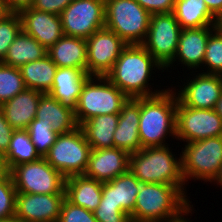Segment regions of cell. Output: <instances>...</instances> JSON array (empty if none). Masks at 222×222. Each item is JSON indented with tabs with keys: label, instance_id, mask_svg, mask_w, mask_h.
Here are the masks:
<instances>
[{
	"label": "cell",
	"instance_id": "6da1fadb",
	"mask_svg": "<svg viewBox=\"0 0 222 222\" xmlns=\"http://www.w3.org/2000/svg\"><path fill=\"white\" fill-rule=\"evenodd\" d=\"M155 68L163 70L142 44H132L124 48L105 77L128 98L149 97L164 91L154 92L148 86Z\"/></svg>",
	"mask_w": 222,
	"mask_h": 222
},
{
	"label": "cell",
	"instance_id": "7a4b0ae2",
	"mask_svg": "<svg viewBox=\"0 0 222 222\" xmlns=\"http://www.w3.org/2000/svg\"><path fill=\"white\" fill-rule=\"evenodd\" d=\"M187 195L174 185L141 183L131 222H175L192 212Z\"/></svg>",
	"mask_w": 222,
	"mask_h": 222
},
{
	"label": "cell",
	"instance_id": "3957f363",
	"mask_svg": "<svg viewBox=\"0 0 222 222\" xmlns=\"http://www.w3.org/2000/svg\"><path fill=\"white\" fill-rule=\"evenodd\" d=\"M174 91L167 88L157 95L140 97L138 131L142 148L167 146L166 136L176 137L178 98Z\"/></svg>",
	"mask_w": 222,
	"mask_h": 222
},
{
	"label": "cell",
	"instance_id": "277c9868",
	"mask_svg": "<svg viewBox=\"0 0 222 222\" xmlns=\"http://www.w3.org/2000/svg\"><path fill=\"white\" fill-rule=\"evenodd\" d=\"M167 146L142 148L130 154L129 171L141 183L174 185L185 195V181L182 175L181 153L176 158ZM184 185V186H183Z\"/></svg>",
	"mask_w": 222,
	"mask_h": 222
},
{
	"label": "cell",
	"instance_id": "5b68a950",
	"mask_svg": "<svg viewBox=\"0 0 222 222\" xmlns=\"http://www.w3.org/2000/svg\"><path fill=\"white\" fill-rule=\"evenodd\" d=\"M128 99L105 76H90L84 83L77 102L75 111L77 124L80 126L97 115L120 113Z\"/></svg>",
	"mask_w": 222,
	"mask_h": 222
},
{
	"label": "cell",
	"instance_id": "8992f818",
	"mask_svg": "<svg viewBox=\"0 0 222 222\" xmlns=\"http://www.w3.org/2000/svg\"><path fill=\"white\" fill-rule=\"evenodd\" d=\"M151 14L136 0H105V27L127 45L143 44Z\"/></svg>",
	"mask_w": 222,
	"mask_h": 222
},
{
	"label": "cell",
	"instance_id": "52a82bcc",
	"mask_svg": "<svg viewBox=\"0 0 222 222\" xmlns=\"http://www.w3.org/2000/svg\"><path fill=\"white\" fill-rule=\"evenodd\" d=\"M186 144L181 152L182 175L185 183L188 179L212 182L222 166V136Z\"/></svg>",
	"mask_w": 222,
	"mask_h": 222
},
{
	"label": "cell",
	"instance_id": "ba28073f",
	"mask_svg": "<svg viewBox=\"0 0 222 222\" xmlns=\"http://www.w3.org/2000/svg\"><path fill=\"white\" fill-rule=\"evenodd\" d=\"M91 150L82 129L77 127L69 133L58 134L55 143L44 158L67 178L73 175H84Z\"/></svg>",
	"mask_w": 222,
	"mask_h": 222
},
{
	"label": "cell",
	"instance_id": "9c48e42d",
	"mask_svg": "<svg viewBox=\"0 0 222 222\" xmlns=\"http://www.w3.org/2000/svg\"><path fill=\"white\" fill-rule=\"evenodd\" d=\"M10 174L19 193L65 194L66 178L44 157L18 164L10 170Z\"/></svg>",
	"mask_w": 222,
	"mask_h": 222
},
{
	"label": "cell",
	"instance_id": "30bf717a",
	"mask_svg": "<svg viewBox=\"0 0 222 222\" xmlns=\"http://www.w3.org/2000/svg\"><path fill=\"white\" fill-rule=\"evenodd\" d=\"M182 28L173 12L152 14L143 46L164 70L174 60Z\"/></svg>",
	"mask_w": 222,
	"mask_h": 222
},
{
	"label": "cell",
	"instance_id": "8fae6325",
	"mask_svg": "<svg viewBox=\"0 0 222 222\" xmlns=\"http://www.w3.org/2000/svg\"><path fill=\"white\" fill-rule=\"evenodd\" d=\"M60 18L65 36L87 39L105 27V0H73Z\"/></svg>",
	"mask_w": 222,
	"mask_h": 222
},
{
	"label": "cell",
	"instance_id": "7c38bea8",
	"mask_svg": "<svg viewBox=\"0 0 222 222\" xmlns=\"http://www.w3.org/2000/svg\"><path fill=\"white\" fill-rule=\"evenodd\" d=\"M222 136V118L214 109L183 106L176 108V140L186 143Z\"/></svg>",
	"mask_w": 222,
	"mask_h": 222
},
{
	"label": "cell",
	"instance_id": "4fadbf2b",
	"mask_svg": "<svg viewBox=\"0 0 222 222\" xmlns=\"http://www.w3.org/2000/svg\"><path fill=\"white\" fill-rule=\"evenodd\" d=\"M87 73L105 76L115 64L127 44L106 27L95 31L86 39Z\"/></svg>",
	"mask_w": 222,
	"mask_h": 222
},
{
	"label": "cell",
	"instance_id": "5bb4252c",
	"mask_svg": "<svg viewBox=\"0 0 222 222\" xmlns=\"http://www.w3.org/2000/svg\"><path fill=\"white\" fill-rule=\"evenodd\" d=\"M65 194L16 193L15 216L23 222H58Z\"/></svg>",
	"mask_w": 222,
	"mask_h": 222
},
{
	"label": "cell",
	"instance_id": "9a60e30c",
	"mask_svg": "<svg viewBox=\"0 0 222 222\" xmlns=\"http://www.w3.org/2000/svg\"><path fill=\"white\" fill-rule=\"evenodd\" d=\"M186 85L175 92L178 101L186 107L214 109L222 94V75L197 73Z\"/></svg>",
	"mask_w": 222,
	"mask_h": 222
},
{
	"label": "cell",
	"instance_id": "2e32d148",
	"mask_svg": "<svg viewBox=\"0 0 222 222\" xmlns=\"http://www.w3.org/2000/svg\"><path fill=\"white\" fill-rule=\"evenodd\" d=\"M22 31L47 50L64 36L60 15L28 8L19 13Z\"/></svg>",
	"mask_w": 222,
	"mask_h": 222
},
{
	"label": "cell",
	"instance_id": "e0dca14e",
	"mask_svg": "<svg viewBox=\"0 0 222 222\" xmlns=\"http://www.w3.org/2000/svg\"><path fill=\"white\" fill-rule=\"evenodd\" d=\"M130 154L116 147L92 149L84 176L108 182L129 170Z\"/></svg>",
	"mask_w": 222,
	"mask_h": 222
},
{
	"label": "cell",
	"instance_id": "ac0fdd59",
	"mask_svg": "<svg viewBox=\"0 0 222 222\" xmlns=\"http://www.w3.org/2000/svg\"><path fill=\"white\" fill-rule=\"evenodd\" d=\"M217 26L182 29L179 36L178 49L174 60L166 67H172L177 61L190 69H197L203 65L206 45L211 32Z\"/></svg>",
	"mask_w": 222,
	"mask_h": 222
},
{
	"label": "cell",
	"instance_id": "d6986e66",
	"mask_svg": "<svg viewBox=\"0 0 222 222\" xmlns=\"http://www.w3.org/2000/svg\"><path fill=\"white\" fill-rule=\"evenodd\" d=\"M140 97L129 98L119 113L118 126L114 132V147L129 154L142 149L139 137Z\"/></svg>",
	"mask_w": 222,
	"mask_h": 222
},
{
	"label": "cell",
	"instance_id": "ffe728a7",
	"mask_svg": "<svg viewBox=\"0 0 222 222\" xmlns=\"http://www.w3.org/2000/svg\"><path fill=\"white\" fill-rule=\"evenodd\" d=\"M90 75L83 69L57 67L53 85L48 93L64 107L76 111L82 87Z\"/></svg>",
	"mask_w": 222,
	"mask_h": 222
},
{
	"label": "cell",
	"instance_id": "44dd1931",
	"mask_svg": "<svg viewBox=\"0 0 222 222\" xmlns=\"http://www.w3.org/2000/svg\"><path fill=\"white\" fill-rule=\"evenodd\" d=\"M43 94L26 88L1 105L6 121L14 130H27L36 118L38 103Z\"/></svg>",
	"mask_w": 222,
	"mask_h": 222
},
{
	"label": "cell",
	"instance_id": "7402d4cb",
	"mask_svg": "<svg viewBox=\"0 0 222 222\" xmlns=\"http://www.w3.org/2000/svg\"><path fill=\"white\" fill-rule=\"evenodd\" d=\"M141 182L129 170L115 179L103 182L100 203L119 205L129 216L134 212Z\"/></svg>",
	"mask_w": 222,
	"mask_h": 222
},
{
	"label": "cell",
	"instance_id": "603a6c76",
	"mask_svg": "<svg viewBox=\"0 0 222 222\" xmlns=\"http://www.w3.org/2000/svg\"><path fill=\"white\" fill-rule=\"evenodd\" d=\"M103 182L84 175H73L66 178L65 196L73 205L94 212L102 197Z\"/></svg>",
	"mask_w": 222,
	"mask_h": 222
},
{
	"label": "cell",
	"instance_id": "cb8c5ba5",
	"mask_svg": "<svg viewBox=\"0 0 222 222\" xmlns=\"http://www.w3.org/2000/svg\"><path fill=\"white\" fill-rule=\"evenodd\" d=\"M47 55L57 67L78 68L87 72L86 39L64 35L47 50Z\"/></svg>",
	"mask_w": 222,
	"mask_h": 222
},
{
	"label": "cell",
	"instance_id": "d4e9b609",
	"mask_svg": "<svg viewBox=\"0 0 222 222\" xmlns=\"http://www.w3.org/2000/svg\"><path fill=\"white\" fill-rule=\"evenodd\" d=\"M36 119H42L46 124H50L57 134H66L79 127L75 112L64 107L48 93L43 94L39 100Z\"/></svg>",
	"mask_w": 222,
	"mask_h": 222
},
{
	"label": "cell",
	"instance_id": "484cf974",
	"mask_svg": "<svg viewBox=\"0 0 222 222\" xmlns=\"http://www.w3.org/2000/svg\"><path fill=\"white\" fill-rule=\"evenodd\" d=\"M118 121L119 113L97 115L86 120L79 127L91 149L113 148V134L118 126Z\"/></svg>",
	"mask_w": 222,
	"mask_h": 222
},
{
	"label": "cell",
	"instance_id": "4316f807",
	"mask_svg": "<svg viewBox=\"0 0 222 222\" xmlns=\"http://www.w3.org/2000/svg\"><path fill=\"white\" fill-rule=\"evenodd\" d=\"M173 14L182 29L217 26L218 23L204 0H175Z\"/></svg>",
	"mask_w": 222,
	"mask_h": 222
},
{
	"label": "cell",
	"instance_id": "83f0119b",
	"mask_svg": "<svg viewBox=\"0 0 222 222\" xmlns=\"http://www.w3.org/2000/svg\"><path fill=\"white\" fill-rule=\"evenodd\" d=\"M45 55H47V49L34 37L21 30L9 46L8 52L1 62L20 68L28 62L43 58Z\"/></svg>",
	"mask_w": 222,
	"mask_h": 222
},
{
	"label": "cell",
	"instance_id": "f1b7e54d",
	"mask_svg": "<svg viewBox=\"0 0 222 222\" xmlns=\"http://www.w3.org/2000/svg\"><path fill=\"white\" fill-rule=\"evenodd\" d=\"M26 88L49 93L52 85L57 65L45 55L39 60L28 62L20 68Z\"/></svg>",
	"mask_w": 222,
	"mask_h": 222
},
{
	"label": "cell",
	"instance_id": "f546056e",
	"mask_svg": "<svg viewBox=\"0 0 222 222\" xmlns=\"http://www.w3.org/2000/svg\"><path fill=\"white\" fill-rule=\"evenodd\" d=\"M5 158L8 168L11 170L18 164L37 161L41 156L27 130H14Z\"/></svg>",
	"mask_w": 222,
	"mask_h": 222
},
{
	"label": "cell",
	"instance_id": "4dcf8cb0",
	"mask_svg": "<svg viewBox=\"0 0 222 222\" xmlns=\"http://www.w3.org/2000/svg\"><path fill=\"white\" fill-rule=\"evenodd\" d=\"M25 89L20 69L0 62V105Z\"/></svg>",
	"mask_w": 222,
	"mask_h": 222
},
{
	"label": "cell",
	"instance_id": "1f68e13d",
	"mask_svg": "<svg viewBox=\"0 0 222 222\" xmlns=\"http://www.w3.org/2000/svg\"><path fill=\"white\" fill-rule=\"evenodd\" d=\"M32 143L41 157H44L55 143L57 133L52 130L50 124H46L42 119H34L28 126Z\"/></svg>",
	"mask_w": 222,
	"mask_h": 222
},
{
	"label": "cell",
	"instance_id": "d6a6232c",
	"mask_svg": "<svg viewBox=\"0 0 222 222\" xmlns=\"http://www.w3.org/2000/svg\"><path fill=\"white\" fill-rule=\"evenodd\" d=\"M203 66L208 69L207 72L204 71L203 73L222 75V30L218 26L209 36Z\"/></svg>",
	"mask_w": 222,
	"mask_h": 222
},
{
	"label": "cell",
	"instance_id": "836d02e7",
	"mask_svg": "<svg viewBox=\"0 0 222 222\" xmlns=\"http://www.w3.org/2000/svg\"><path fill=\"white\" fill-rule=\"evenodd\" d=\"M21 30V19L18 13H6L0 19V62Z\"/></svg>",
	"mask_w": 222,
	"mask_h": 222
},
{
	"label": "cell",
	"instance_id": "e575fe53",
	"mask_svg": "<svg viewBox=\"0 0 222 222\" xmlns=\"http://www.w3.org/2000/svg\"><path fill=\"white\" fill-rule=\"evenodd\" d=\"M16 193L10 173L0 179V220L15 216Z\"/></svg>",
	"mask_w": 222,
	"mask_h": 222
},
{
	"label": "cell",
	"instance_id": "d590c367",
	"mask_svg": "<svg viewBox=\"0 0 222 222\" xmlns=\"http://www.w3.org/2000/svg\"><path fill=\"white\" fill-rule=\"evenodd\" d=\"M58 222H98L93 212L73 205L66 198L63 201Z\"/></svg>",
	"mask_w": 222,
	"mask_h": 222
},
{
	"label": "cell",
	"instance_id": "8d00e7d4",
	"mask_svg": "<svg viewBox=\"0 0 222 222\" xmlns=\"http://www.w3.org/2000/svg\"><path fill=\"white\" fill-rule=\"evenodd\" d=\"M98 222H131L130 216L119 205L99 203L93 212Z\"/></svg>",
	"mask_w": 222,
	"mask_h": 222
},
{
	"label": "cell",
	"instance_id": "74e56055",
	"mask_svg": "<svg viewBox=\"0 0 222 222\" xmlns=\"http://www.w3.org/2000/svg\"><path fill=\"white\" fill-rule=\"evenodd\" d=\"M146 11L152 14L170 13L175 7V0H136Z\"/></svg>",
	"mask_w": 222,
	"mask_h": 222
},
{
	"label": "cell",
	"instance_id": "f35d334b",
	"mask_svg": "<svg viewBox=\"0 0 222 222\" xmlns=\"http://www.w3.org/2000/svg\"><path fill=\"white\" fill-rule=\"evenodd\" d=\"M73 0H34L31 8L60 15Z\"/></svg>",
	"mask_w": 222,
	"mask_h": 222
},
{
	"label": "cell",
	"instance_id": "ab89813d",
	"mask_svg": "<svg viewBox=\"0 0 222 222\" xmlns=\"http://www.w3.org/2000/svg\"><path fill=\"white\" fill-rule=\"evenodd\" d=\"M14 129L6 121L3 109L0 105V153L5 155L10 145V139Z\"/></svg>",
	"mask_w": 222,
	"mask_h": 222
},
{
	"label": "cell",
	"instance_id": "60d3db41",
	"mask_svg": "<svg viewBox=\"0 0 222 222\" xmlns=\"http://www.w3.org/2000/svg\"><path fill=\"white\" fill-rule=\"evenodd\" d=\"M34 0H4L7 13H20L33 6Z\"/></svg>",
	"mask_w": 222,
	"mask_h": 222
},
{
	"label": "cell",
	"instance_id": "b9f144b4",
	"mask_svg": "<svg viewBox=\"0 0 222 222\" xmlns=\"http://www.w3.org/2000/svg\"><path fill=\"white\" fill-rule=\"evenodd\" d=\"M209 12L218 20L222 16V0H204Z\"/></svg>",
	"mask_w": 222,
	"mask_h": 222
},
{
	"label": "cell",
	"instance_id": "7bdbcfd3",
	"mask_svg": "<svg viewBox=\"0 0 222 222\" xmlns=\"http://www.w3.org/2000/svg\"><path fill=\"white\" fill-rule=\"evenodd\" d=\"M10 173L6 163L5 155L0 153V179L5 178Z\"/></svg>",
	"mask_w": 222,
	"mask_h": 222
},
{
	"label": "cell",
	"instance_id": "ee69618b",
	"mask_svg": "<svg viewBox=\"0 0 222 222\" xmlns=\"http://www.w3.org/2000/svg\"><path fill=\"white\" fill-rule=\"evenodd\" d=\"M214 110L222 118V94L220 96V99L217 101Z\"/></svg>",
	"mask_w": 222,
	"mask_h": 222
},
{
	"label": "cell",
	"instance_id": "f6af8a7d",
	"mask_svg": "<svg viewBox=\"0 0 222 222\" xmlns=\"http://www.w3.org/2000/svg\"><path fill=\"white\" fill-rule=\"evenodd\" d=\"M212 182H215L217 185L219 184L220 186H222V166L219 170L218 175L213 179Z\"/></svg>",
	"mask_w": 222,
	"mask_h": 222
},
{
	"label": "cell",
	"instance_id": "bcb514c9",
	"mask_svg": "<svg viewBox=\"0 0 222 222\" xmlns=\"http://www.w3.org/2000/svg\"><path fill=\"white\" fill-rule=\"evenodd\" d=\"M0 222H23L21 219H19L16 216L7 218V219H1Z\"/></svg>",
	"mask_w": 222,
	"mask_h": 222
},
{
	"label": "cell",
	"instance_id": "7dc6e473",
	"mask_svg": "<svg viewBox=\"0 0 222 222\" xmlns=\"http://www.w3.org/2000/svg\"><path fill=\"white\" fill-rule=\"evenodd\" d=\"M7 13L4 6V0H0V19Z\"/></svg>",
	"mask_w": 222,
	"mask_h": 222
},
{
	"label": "cell",
	"instance_id": "c3c4849f",
	"mask_svg": "<svg viewBox=\"0 0 222 222\" xmlns=\"http://www.w3.org/2000/svg\"><path fill=\"white\" fill-rule=\"evenodd\" d=\"M187 218H185L184 216L179 219V220H176L175 222H192V221H189L188 219L186 220Z\"/></svg>",
	"mask_w": 222,
	"mask_h": 222
},
{
	"label": "cell",
	"instance_id": "681fc988",
	"mask_svg": "<svg viewBox=\"0 0 222 222\" xmlns=\"http://www.w3.org/2000/svg\"><path fill=\"white\" fill-rule=\"evenodd\" d=\"M217 26L222 30V16L218 19Z\"/></svg>",
	"mask_w": 222,
	"mask_h": 222
}]
</instances>
